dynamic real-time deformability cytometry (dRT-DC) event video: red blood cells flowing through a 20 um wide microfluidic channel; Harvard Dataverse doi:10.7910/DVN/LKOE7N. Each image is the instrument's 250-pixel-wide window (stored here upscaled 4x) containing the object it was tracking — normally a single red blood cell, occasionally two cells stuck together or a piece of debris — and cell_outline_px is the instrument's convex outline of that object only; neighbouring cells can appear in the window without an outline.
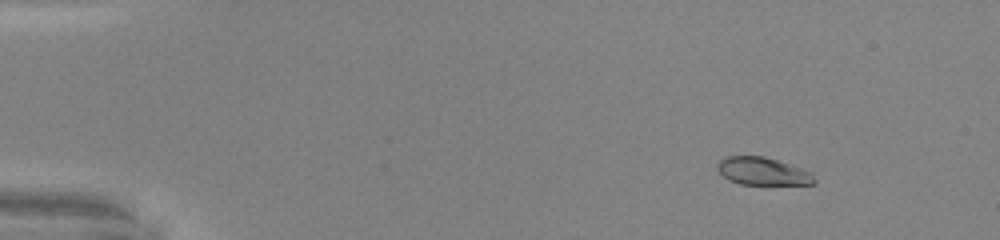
{"species": "common noctule bat (a hibernating species)", "species_latin": "Nyctalus noctula", "temperature_condition": "warm", "stored_images_in_passage": 51, "camera_frame_rate_fps": 3000, "um_per_image_px": 0.085, "animal": {"sex": "male", "body_mass_g": 20.0, "forearm_length_mm": 53.3}, "frame": {"image": 1, "passage_image": 7, "time_ms": 2.0, "image_size_px": [1000, 240], "cell_outline_px": [[816, 184], [740, 184], [728, 180], [716, 168], [716, 164], [724, 156], [764, 156], [812, 172], [816, 180]], "centroid_in_image_um": [64.81, 14.56], "position_along_channel_um": 20.2, "area_um2": 15.61}}
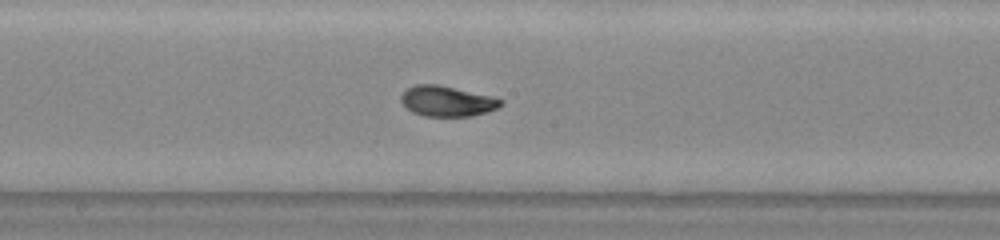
{"frame": {"image": 2, "passage_image": 29, "time_ms": 9.333, "image_size_px": [1000, 240], "cell_outline_px": [[504, 104], [488, 112], [472, 116], [424, 116], [412, 112], [400, 100], [400, 96], [408, 88], [416, 84], [436, 84], [492, 96], [504, 100]], "centroid_in_image_um": [38.02, 8.6], "position_along_channel_um": 210.2, "area_um2": 17.63}}
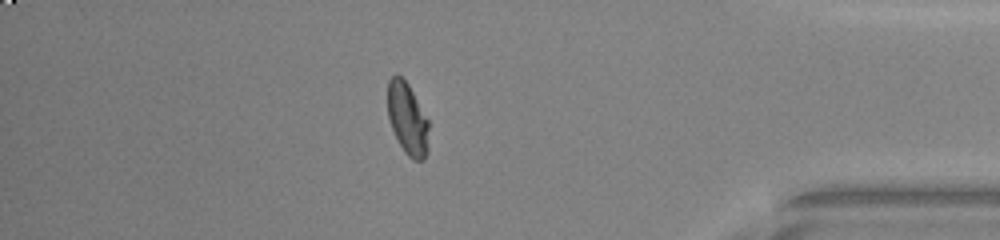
{"frame": {"image": 3, "passage_image": 45, "time_ms": 14.667, "image_size_px": [1000, 240], "cell_outline_px": [[428, 152], [424, 160], [412, 160], [404, 152], [392, 128], [388, 116], [388, 80], [396, 72], [408, 84], [428, 120]], "centroid_in_image_um": [34.64, 10.11], "position_along_channel_um": 400.6, "area_um2": 17.17}, "authors_computed_cell_mechanics": {"area_um2": 17.2822, "velocity_mm_per_s": 4.1596, "shape_relaxation_time_tau1_ms": 3.333, "shape_relaxation_time_tau2_ms": null, "deformation_change_tau1": 0.1844, "deformation_change_tau2": null}}